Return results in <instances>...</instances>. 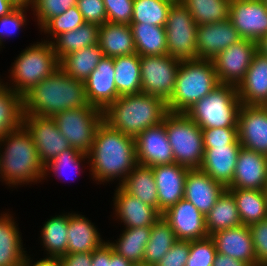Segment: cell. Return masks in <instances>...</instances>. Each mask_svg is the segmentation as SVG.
<instances>
[{
    "instance_id": "cell-1",
    "label": "cell",
    "mask_w": 267,
    "mask_h": 266,
    "mask_svg": "<svg viewBox=\"0 0 267 266\" xmlns=\"http://www.w3.org/2000/svg\"><path fill=\"white\" fill-rule=\"evenodd\" d=\"M89 174L97 184L119 180L118 186L138 164L135 139L112 129L102 121L98 126L89 152ZM102 182V183H101Z\"/></svg>"
},
{
    "instance_id": "cell-2",
    "label": "cell",
    "mask_w": 267,
    "mask_h": 266,
    "mask_svg": "<svg viewBox=\"0 0 267 266\" xmlns=\"http://www.w3.org/2000/svg\"><path fill=\"white\" fill-rule=\"evenodd\" d=\"M85 82L58 68L23 96L24 115L53 117L67 109L89 106Z\"/></svg>"
},
{
    "instance_id": "cell-3",
    "label": "cell",
    "mask_w": 267,
    "mask_h": 266,
    "mask_svg": "<svg viewBox=\"0 0 267 266\" xmlns=\"http://www.w3.org/2000/svg\"><path fill=\"white\" fill-rule=\"evenodd\" d=\"M0 148V179L9 187L43 180L44 165L23 124L0 138Z\"/></svg>"
},
{
    "instance_id": "cell-4",
    "label": "cell",
    "mask_w": 267,
    "mask_h": 266,
    "mask_svg": "<svg viewBox=\"0 0 267 266\" xmlns=\"http://www.w3.org/2000/svg\"><path fill=\"white\" fill-rule=\"evenodd\" d=\"M167 102L144 92L123 95L103 111V121L112 129L135 138L145 129L163 122Z\"/></svg>"
},
{
    "instance_id": "cell-5",
    "label": "cell",
    "mask_w": 267,
    "mask_h": 266,
    "mask_svg": "<svg viewBox=\"0 0 267 266\" xmlns=\"http://www.w3.org/2000/svg\"><path fill=\"white\" fill-rule=\"evenodd\" d=\"M219 84L212 60L181 61L174 91L167 102L168 111L173 113L187 112Z\"/></svg>"
},
{
    "instance_id": "cell-6",
    "label": "cell",
    "mask_w": 267,
    "mask_h": 266,
    "mask_svg": "<svg viewBox=\"0 0 267 266\" xmlns=\"http://www.w3.org/2000/svg\"><path fill=\"white\" fill-rule=\"evenodd\" d=\"M10 68L8 78H11V84L4 80L1 82L23 97L35 85L60 68V64L52 43L41 41L23 49Z\"/></svg>"
},
{
    "instance_id": "cell-7",
    "label": "cell",
    "mask_w": 267,
    "mask_h": 266,
    "mask_svg": "<svg viewBox=\"0 0 267 266\" xmlns=\"http://www.w3.org/2000/svg\"><path fill=\"white\" fill-rule=\"evenodd\" d=\"M241 105L237 86L219 84L185 113L201 129L237 127Z\"/></svg>"
},
{
    "instance_id": "cell-8",
    "label": "cell",
    "mask_w": 267,
    "mask_h": 266,
    "mask_svg": "<svg viewBox=\"0 0 267 266\" xmlns=\"http://www.w3.org/2000/svg\"><path fill=\"white\" fill-rule=\"evenodd\" d=\"M165 128L174 162L189 169H199L204 158L202 129L186 114L168 112Z\"/></svg>"
},
{
    "instance_id": "cell-9",
    "label": "cell",
    "mask_w": 267,
    "mask_h": 266,
    "mask_svg": "<svg viewBox=\"0 0 267 266\" xmlns=\"http://www.w3.org/2000/svg\"><path fill=\"white\" fill-rule=\"evenodd\" d=\"M70 146L89 154L95 132L103 121V111L93 105L67 109L52 117Z\"/></svg>"
},
{
    "instance_id": "cell-10",
    "label": "cell",
    "mask_w": 267,
    "mask_h": 266,
    "mask_svg": "<svg viewBox=\"0 0 267 266\" xmlns=\"http://www.w3.org/2000/svg\"><path fill=\"white\" fill-rule=\"evenodd\" d=\"M197 28L188 8L181 1L174 2L165 24L167 54L181 61L197 60Z\"/></svg>"
},
{
    "instance_id": "cell-11",
    "label": "cell",
    "mask_w": 267,
    "mask_h": 266,
    "mask_svg": "<svg viewBox=\"0 0 267 266\" xmlns=\"http://www.w3.org/2000/svg\"><path fill=\"white\" fill-rule=\"evenodd\" d=\"M181 60L170 55L140 56L141 92L168 102Z\"/></svg>"
},
{
    "instance_id": "cell-12",
    "label": "cell",
    "mask_w": 267,
    "mask_h": 266,
    "mask_svg": "<svg viewBox=\"0 0 267 266\" xmlns=\"http://www.w3.org/2000/svg\"><path fill=\"white\" fill-rule=\"evenodd\" d=\"M257 52V43L241 39L232 44L213 58L218 82L238 86Z\"/></svg>"
},
{
    "instance_id": "cell-13",
    "label": "cell",
    "mask_w": 267,
    "mask_h": 266,
    "mask_svg": "<svg viewBox=\"0 0 267 266\" xmlns=\"http://www.w3.org/2000/svg\"><path fill=\"white\" fill-rule=\"evenodd\" d=\"M22 124L30 132L43 165L71 147L52 117L23 115Z\"/></svg>"
},
{
    "instance_id": "cell-14",
    "label": "cell",
    "mask_w": 267,
    "mask_h": 266,
    "mask_svg": "<svg viewBox=\"0 0 267 266\" xmlns=\"http://www.w3.org/2000/svg\"><path fill=\"white\" fill-rule=\"evenodd\" d=\"M229 19L242 39L257 42L267 35V7L263 0H231Z\"/></svg>"
},
{
    "instance_id": "cell-15",
    "label": "cell",
    "mask_w": 267,
    "mask_h": 266,
    "mask_svg": "<svg viewBox=\"0 0 267 266\" xmlns=\"http://www.w3.org/2000/svg\"><path fill=\"white\" fill-rule=\"evenodd\" d=\"M134 139L138 164L153 167L175 163L166 134L165 117L163 122L145 129Z\"/></svg>"
},
{
    "instance_id": "cell-16",
    "label": "cell",
    "mask_w": 267,
    "mask_h": 266,
    "mask_svg": "<svg viewBox=\"0 0 267 266\" xmlns=\"http://www.w3.org/2000/svg\"><path fill=\"white\" fill-rule=\"evenodd\" d=\"M237 127L242 147L267 156V105L242 104Z\"/></svg>"
},
{
    "instance_id": "cell-17",
    "label": "cell",
    "mask_w": 267,
    "mask_h": 266,
    "mask_svg": "<svg viewBox=\"0 0 267 266\" xmlns=\"http://www.w3.org/2000/svg\"><path fill=\"white\" fill-rule=\"evenodd\" d=\"M162 217L173 229L177 240L191 241L209 237L205 216L185 198L169 207Z\"/></svg>"
},
{
    "instance_id": "cell-18",
    "label": "cell",
    "mask_w": 267,
    "mask_h": 266,
    "mask_svg": "<svg viewBox=\"0 0 267 266\" xmlns=\"http://www.w3.org/2000/svg\"><path fill=\"white\" fill-rule=\"evenodd\" d=\"M267 186V156L240 148L232 183L226 189L264 190Z\"/></svg>"
},
{
    "instance_id": "cell-19",
    "label": "cell",
    "mask_w": 267,
    "mask_h": 266,
    "mask_svg": "<svg viewBox=\"0 0 267 266\" xmlns=\"http://www.w3.org/2000/svg\"><path fill=\"white\" fill-rule=\"evenodd\" d=\"M114 191L113 214L125 228L151 227L162 216L157 208L141 202L120 186L117 185Z\"/></svg>"
},
{
    "instance_id": "cell-20",
    "label": "cell",
    "mask_w": 267,
    "mask_h": 266,
    "mask_svg": "<svg viewBox=\"0 0 267 266\" xmlns=\"http://www.w3.org/2000/svg\"><path fill=\"white\" fill-rule=\"evenodd\" d=\"M114 77L113 58L104 56L85 80L86 96L90 105L104 111L119 98Z\"/></svg>"
},
{
    "instance_id": "cell-21",
    "label": "cell",
    "mask_w": 267,
    "mask_h": 266,
    "mask_svg": "<svg viewBox=\"0 0 267 266\" xmlns=\"http://www.w3.org/2000/svg\"><path fill=\"white\" fill-rule=\"evenodd\" d=\"M196 37L198 59L205 60H213L218 53L242 39L229 18L221 22L198 25Z\"/></svg>"
},
{
    "instance_id": "cell-22",
    "label": "cell",
    "mask_w": 267,
    "mask_h": 266,
    "mask_svg": "<svg viewBox=\"0 0 267 266\" xmlns=\"http://www.w3.org/2000/svg\"><path fill=\"white\" fill-rule=\"evenodd\" d=\"M190 169L172 163L152 167L158 194V210L163 213L184 198V185Z\"/></svg>"
},
{
    "instance_id": "cell-23",
    "label": "cell",
    "mask_w": 267,
    "mask_h": 266,
    "mask_svg": "<svg viewBox=\"0 0 267 266\" xmlns=\"http://www.w3.org/2000/svg\"><path fill=\"white\" fill-rule=\"evenodd\" d=\"M226 188L200 169H190L184 185V198L205 217Z\"/></svg>"
},
{
    "instance_id": "cell-24",
    "label": "cell",
    "mask_w": 267,
    "mask_h": 266,
    "mask_svg": "<svg viewBox=\"0 0 267 266\" xmlns=\"http://www.w3.org/2000/svg\"><path fill=\"white\" fill-rule=\"evenodd\" d=\"M218 253L229 255L235 259L257 266L252 236L249 226L241 225L213 233L210 236Z\"/></svg>"
},
{
    "instance_id": "cell-25",
    "label": "cell",
    "mask_w": 267,
    "mask_h": 266,
    "mask_svg": "<svg viewBox=\"0 0 267 266\" xmlns=\"http://www.w3.org/2000/svg\"><path fill=\"white\" fill-rule=\"evenodd\" d=\"M240 148V143L204 148V158L199 169L227 188L233 180Z\"/></svg>"
},
{
    "instance_id": "cell-26",
    "label": "cell",
    "mask_w": 267,
    "mask_h": 266,
    "mask_svg": "<svg viewBox=\"0 0 267 266\" xmlns=\"http://www.w3.org/2000/svg\"><path fill=\"white\" fill-rule=\"evenodd\" d=\"M237 94L244 105H267V57L255 53Z\"/></svg>"
},
{
    "instance_id": "cell-27",
    "label": "cell",
    "mask_w": 267,
    "mask_h": 266,
    "mask_svg": "<svg viewBox=\"0 0 267 266\" xmlns=\"http://www.w3.org/2000/svg\"><path fill=\"white\" fill-rule=\"evenodd\" d=\"M16 222L10 213L0 214V266H23L28 258Z\"/></svg>"
},
{
    "instance_id": "cell-28",
    "label": "cell",
    "mask_w": 267,
    "mask_h": 266,
    "mask_svg": "<svg viewBox=\"0 0 267 266\" xmlns=\"http://www.w3.org/2000/svg\"><path fill=\"white\" fill-rule=\"evenodd\" d=\"M96 228L85 215L69 213L67 253L92 252L107 242Z\"/></svg>"
},
{
    "instance_id": "cell-29",
    "label": "cell",
    "mask_w": 267,
    "mask_h": 266,
    "mask_svg": "<svg viewBox=\"0 0 267 266\" xmlns=\"http://www.w3.org/2000/svg\"><path fill=\"white\" fill-rule=\"evenodd\" d=\"M98 45L106 57L136 53L131 26L105 22L99 26Z\"/></svg>"
},
{
    "instance_id": "cell-30",
    "label": "cell",
    "mask_w": 267,
    "mask_h": 266,
    "mask_svg": "<svg viewBox=\"0 0 267 266\" xmlns=\"http://www.w3.org/2000/svg\"><path fill=\"white\" fill-rule=\"evenodd\" d=\"M69 213L55 215L44 222L41 228V242L47 252L43 259L55 260L67 254Z\"/></svg>"
},
{
    "instance_id": "cell-31",
    "label": "cell",
    "mask_w": 267,
    "mask_h": 266,
    "mask_svg": "<svg viewBox=\"0 0 267 266\" xmlns=\"http://www.w3.org/2000/svg\"><path fill=\"white\" fill-rule=\"evenodd\" d=\"M119 186L141 202L158 209L157 186L152 167L137 164Z\"/></svg>"
},
{
    "instance_id": "cell-32",
    "label": "cell",
    "mask_w": 267,
    "mask_h": 266,
    "mask_svg": "<svg viewBox=\"0 0 267 266\" xmlns=\"http://www.w3.org/2000/svg\"><path fill=\"white\" fill-rule=\"evenodd\" d=\"M139 56L167 55L165 26L148 25L143 22L130 24Z\"/></svg>"
},
{
    "instance_id": "cell-33",
    "label": "cell",
    "mask_w": 267,
    "mask_h": 266,
    "mask_svg": "<svg viewBox=\"0 0 267 266\" xmlns=\"http://www.w3.org/2000/svg\"><path fill=\"white\" fill-rule=\"evenodd\" d=\"M98 33L99 25L84 23L75 30L58 35L51 42L57 59L60 61L67 54L98 44Z\"/></svg>"
},
{
    "instance_id": "cell-34",
    "label": "cell",
    "mask_w": 267,
    "mask_h": 266,
    "mask_svg": "<svg viewBox=\"0 0 267 266\" xmlns=\"http://www.w3.org/2000/svg\"><path fill=\"white\" fill-rule=\"evenodd\" d=\"M119 97L141 92L140 56L137 53L113 58Z\"/></svg>"
},
{
    "instance_id": "cell-35",
    "label": "cell",
    "mask_w": 267,
    "mask_h": 266,
    "mask_svg": "<svg viewBox=\"0 0 267 266\" xmlns=\"http://www.w3.org/2000/svg\"><path fill=\"white\" fill-rule=\"evenodd\" d=\"M104 57L99 45L84 47L67 54L60 61V69L73 79L84 81Z\"/></svg>"
},
{
    "instance_id": "cell-36",
    "label": "cell",
    "mask_w": 267,
    "mask_h": 266,
    "mask_svg": "<svg viewBox=\"0 0 267 266\" xmlns=\"http://www.w3.org/2000/svg\"><path fill=\"white\" fill-rule=\"evenodd\" d=\"M234 197L238 214L243 225L267 218V204L264 190L227 189Z\"/></svg>"
},
{
    "instance_id": "cell-37",
    "label": "cell",
    "mask_w": 267,
    "mask_h": 266,
    "mask_svg": "<svg viewBox=\"0 0 267 266\" xmlns=\"http://www.w3.org/2000/svg\"><path fill=\"white\" fill-rule=\"evenodd\" d=\"M205 219L209 236L215 232L242 225L235 199L227 189L218 197Z\"/></svg>"
},
{
    "instance_id": "cell-38",
    "label": "cell",
    "mask_w": 267,
    "mask_h": 266,
    "mask_svg": "<svg viewBox=\"0 0 267 266\" xmlns=\"http://www.w3.org/2000/svg\"><path fill=\"white\" fill-rule=\"evenodd\" d=\"M124 229L117 241L110 242L108 240V244L113 248V251L131 263H142L145 247L149 241L151 227Z\"/></svg>"
},
{
    "instance_id": "cell-39",
    "label": "cell",
    "mask_w": 267,
    "mask_h": 266,
    "mask_svg": "<svg viewBox=\"0 0 267 266\" xmlns=\"http://www.w3.org/2000/svg\"><path fill=\"white\" fill-rule=\"evenodd\" d=\"M177 238L169 223L161 216L152 226L149 241L145 247L143 262L155 266L169 249L176 243Z\"/></svg>"
},
{
    "instance_id": "cell-40",
    "label": "cell",
    "mask_w": 267,
    "mask_h": 266,
    "mask_svg": "<svg viewBox=\"0 0 267 266\" xmlns=\"http://www.w3.org/2000/svg\"><path fill=\"white\" fill-rule=\"evenodd\" d=\"M23 97L0 81V138L23 122Z\"/></svg>"
},
{
    "instance_id": "cell-41",
    "label": "cell",
    "mask_w": 267,
    "mask_h": 266,
    "mask_svg": "<svg viewBox=\"0 0 267 266\" xmlns=\"http://www.w3.org/2000/svg\"><path fill=\"white\" fill-rule=\"evenodd\" d=\"M197 25L225 21L229 18L231 0H180Z\"/></svg>"
},
{
    "instance_id": "cell-42",
    "label": "cell",
    "mask_w": 267,
    "mask_h": 266,
    "mask_svg": "<svg viewBox=\"0 0 267 266\" xmlns=\"http://www.w3.org/2000/svg\"><path fill=\"white\" fill-rule=\"evenodd\" d=\"M173 3L167 0H134L131 23L143 22L148 25L165 26Z\"/></svg>"
},
{
    "instance_id": "cell-43",
    "label": "cell",
    "mask_w": 267,
    "mask_h": 266,
    "mask_svg": "<svg viewBox=\"0 0 267 266\" xmlns=\"http://www.w3.org/2000/svg\"><path fill=\"white\" fill-rule=\"evenodd\" d=\"M87 159H89L88 154H84L78 150L73 149L72 147L65 149L61 154H59L54 159L49 161L46 165H44L43 180L47 179V176L52 172H53L52 174L57 176L59 179L60 177H62L61 175L65 174L66 172L68 173L69 170L72 171L71 173L77 175V173L81 172V170L84 167L82 166L83 165L82 163L84 161L86 162ZM64 178L66 181L68 180L69 177L68 178L64 177Z\"/></svg>"
},
{
    "instance_id": "cell-44",
    "label": "cell",
    "mask_w": 267,
    "mask_h": 266,
    "mask_svg": "<svg viewBox=\"0 0 267 266\" xmlns=\"http://www.w3.org/2000/svg\"><path fill=\"white\" fill-rule=\"evenodd\" d=\"M85 23L82 14L77 6L69 8L64 13L51 18L41 29L40 32L48 34L44 41L52 42L58 35L75 30ZM50 35V36H49ZM51 39V40H50Z\"/></svg>"
},
{
    "instance_id": "cell-45",
    "label": "cell",
    "mask_w": 267,
    "mask_h": 266,
    "mask_svg": "<svg viewBox=\"0 0 267 266\" xmlns=\"http://www.w3.org/2000/svg\"><path fill=\"white\" fill-rule=\"evenodd\" d=\"M76 5L77 0H33L30 7L41 29L51 18Z\"/></svg>"
},
{
    "instance_id": "cell-46",
    "label": "cell",
    "mask_w": 267,
    "mask_h": 266,
    "mask_svg": "<svg viewBox=\"0 0 267 266\" xmlns=\"http://www.w3.org/2000/svg\"><path fill=\"white\" fill-rule=\"evenodd\" d=\"M216 253L215 243L210 236L204 239L191 240L185 266H213Z\"/></svg>"
},
{
    "instance_id": "cell-47",
    "label": "cell",
    "mask_w": 267,
    "mask_h": 266,
    "mask_svg": "<svg viewBox=\"0 0 267 266\" xmlns=\"http://www.w3.org/2000/svg\"><path fill=\"white\" fill-rule=\"evenodd\" d=\"M29 8L30 6L17 5L11 12L0 17V48L7 37L15 36L22 27H25Z\"/></svg>"
},
{
    "instance_id": "cell-48",
    "label": "cell",
    "mask_w": 267,
    "mask_h": 266,
    "mask_svg": "<svg viewBox=\"0 0 267 266\" xmlns=\"http://www.w3.org/2000/svg\"><path fill=\"white\" fill-rule=\"evenodd\" d=\"M204 148L215 146H228L232 143H240L238 127L205 128L202 129Z\"/></svg>"
},
{
    "instance_id": "cell-49",
    "label": "cell",
    "mask_w": 267,
    "mask_h": 266,
    "mask_svg": "<svg viewBox=\"0 0 267 266\" xmlns=\"http://www.w3.org/2000/svg\"><path fill=\"white\" fill-rule=\"evenodd\" d=\"M107 22L131 24L133 16V2L134 0H103Z\"/></svg>"
},
{
    "instance_id": "cell-50",
    "label": "cell",
    "mask_w": 267,
    "mask_h": 266,
    "mask_svg": "<svg viewBox=\"0 0 267 266\" xmlns=\"http://www.w3.org/2000/svg\"><path fill=\"white\" fill-rule=\"evenodd\" d=\"M257 266L267 264V218L249 226Z\"/></svg>"
},
{
    "instance_id": "cell-51",
    "label": "cell",
    "mask_w": 267,
    "mask_h": 266,
    "mask_svg": "<svg viewBox=\"0 0 267 266\" xmlns=\"http://www.w3.org/2000/svg\"><path fill=\"white\" fill-rule=\"evenodd\" d=\"M77 8L85 23L102 25L107 22L106 8L103 0H77Z\"/></svg>"
},
{
    "instance_id": "cell-52",
    "label": "cell",
    "mask_w": 267,
    "mask_h": 266,
    "mask_svg": "<svg viewBox=\"0 0 267 266\" xmlns=\"http://www.w3.org/2000/svg\"><path fill=\"white\" fill-rule=\"evenodd\" d=\"M190 250V241L177 240L155 266H185Z\"/></svg>"
},
{
    "instance_id": "cell-53",
    "label": "cell",
    "mask_w": 267,
    "mask_h": 266,
    "mask_svg": "<svg viewBox=\"0 0 267 266\" xmlns=\"http://www.w3.org/2000/svg\"><path fill=\"white\" fill-rule=\"evenodd\" d=\"M55 260L59 266H91L92 252L67 253Z\"/></svg>"
},
{
    "instance_id": "cell-54",
    "label": "cell",
    "mask_w": 267,
    "mask_h": 266,
    "mask_svg": "<svg viewBox=\"0 0 267 266\" xmlns=\"http://www.w3.org/2000/svg\"><path fill=\"white\" fill-rule=\"evenodd\" d=\"M91 266H109L108 242H105L100 248L92 251Z\"/></svg>"
},
{
    "instance_id": "cell-55",
    "label": "cell",
    "mask_w": 267,
    "mask_h": 266,
    "mask_svg": "<svg viewBox=\"0 0 267 266\" xmlns=\"http://www.w3.org/2000/svg\"><path fill=\"white\" fill-rule=\"evenodd\" d=\"M213 266H251L249 263L235 259L229 255L216 253Z\"/></svg>"
},
{
    "instance_id": "cell-56",
    "label": "cell",
    "mask_w": 267,
    "mask_h": 266,
    "mask_svg": "<svg viewBox=\"0 0 267 266\" xmlns=\"http://www.w3.org/2000/svg\"><path fill=\"white\" fill-rule=\"evenodd\" d=\"M132 264L129 260L113 251V248L109 245V266H132Z\"/></svg>"
},
{
    "instance_id": "cell-57",
    "label": "cell",
    "mask_w": 267,
    "mask_h": 266,
    "mask_svg": "<svg viewBox=\"0 0 267 266\" xmlns=\"http://www.w3.org/2000/svg\"><path fill=\"white\" fill-rule=\"evenodd\" d=\"M32 258L28 256L23 266H59L56 260L39 259L33 263Z\"/></svg>"
},
{
    "instance_id": "cell-58",
    "label": "cell",
    "mask_w": 267,
    "mask_h": 266,
    "mask_svg": "<svg viewBox=\"0 0 267 266\" xmlns=\"http://www.w3.org/2000/svg\"><path fill=\"white\" fill-rule=\"evenodd\" d=\"M16 6L12 0H0V17L11 12Z\"/></svg>"
},
{
    "instance_id": "cell-59",
    "label": "cell",
    "mask_w": 267,
    "mask_h": 266,
    "mask_svg": "<svg viewBox=\"0 0 267 266\" xmlns=\"http://www.w3.org/2000/svg\"><path fill=\"white\" fill-rule=\"evenodd\" d=\"M256 43L257 52L267 57V35L261 37Z\"/></svg>"
},
{
    "instance_id": "cell-60",
    "label": "cell",
    "mask_w": 267,
    "mask_h": 266,
    "mask_svg": "<svg viewBox=\"0 0 267 266\" xmlns=\"http://www.w3.org/2000/svg\"><path fill=\"white\" fill-rule=\"evenodd\" d=\"M17 5L30 6L33 0H12Z\"/></svg>"
},
{
    "instance_id": "cell-61",
    "label": "cell",
    "mask_w": 267,
    "mask_h": 266,
    "mask_svg": "<svg viewBox=\"0 0 267 266\" xmlns=\"http://www.w3.org/2000/svg\"><path fill=\"white\" fill-rule=\"evenodd\" d=\"M132 266H150V265H146L144 263H134L132 264Z\"/></svg>"
},
{
    "instance_id": "cell-62",
    "label": "cell",
    "mask_w": 267,
    "mask_h": 266,
    "mask_svg": "<svg viewBox=\"0 0 267 266\" xmlns=\"http://www.w3.org/2000/svg\"><path fill=\"white\" fill-rule=\"evenodd\" d=\"M265 197H266V204H267V186L264 189Z\"/></svg>"
},
{
    "instance_id": "cell-63",
    "label": "cell",
    "mask_w": 267,
    "mask_h": 266,
    "mask_svg": "<svg viewBox=\"0 0 267 266\" xmlns=\"http://www.w3.org/2000/svg\"><path fill=\"white\" fill-rule=\"evenodd\" d=\"M167 1H173V2H178V1H180V0H167Z\"/></svg>"
},
{
    "instance_id": "cell-64",
    "label": "cell",
    "mask_w": 267,
    "mask_h": 266,
    "mask_svg": "<svg viewBox=\"0 0 267 266\" xmlns=\"http://www.w3.org/2000/svg\"><path fill=\"white\" fill-rule=\"evenodd\" d=\"M263 2H264V4L266 5V7H267V0H263Z\"/></svg>"
}]
</instances>
